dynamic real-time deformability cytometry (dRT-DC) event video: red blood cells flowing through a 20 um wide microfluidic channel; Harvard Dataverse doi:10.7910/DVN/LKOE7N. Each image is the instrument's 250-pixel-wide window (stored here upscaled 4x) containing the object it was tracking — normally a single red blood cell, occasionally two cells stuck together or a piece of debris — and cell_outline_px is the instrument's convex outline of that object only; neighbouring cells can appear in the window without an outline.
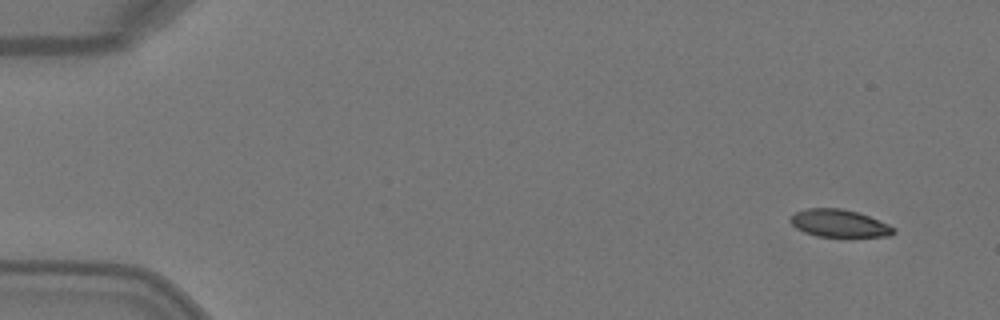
{"species": "Egyptian fruit bat (a non-hibernating species)", "species_latin": "Rousettus aegyptiacus", "temperature_condition": "warm", "stored_images_in_passage": 5, "camera_frame_rate_fps": 3000, "um_per_image_px": 0.085, "animal": {"sex": "female"}, "frame": {"image": 1, "passage_image": 1, "time_ms": 0.0, "image_size_px": [1000, 320], "cell_outline_px": [[896, 232], [892, 236], [816, 236], [804, 232], [796, 228], [788, 220], [796, 212], [804, 208], [840, 208], [856, 212], [868, 216], [888, 224], [896, 228]], "centroid_in_image_um": [71.32, 18.98], "position_along_channel_um": 13.7, "area_um2": 16.47}}
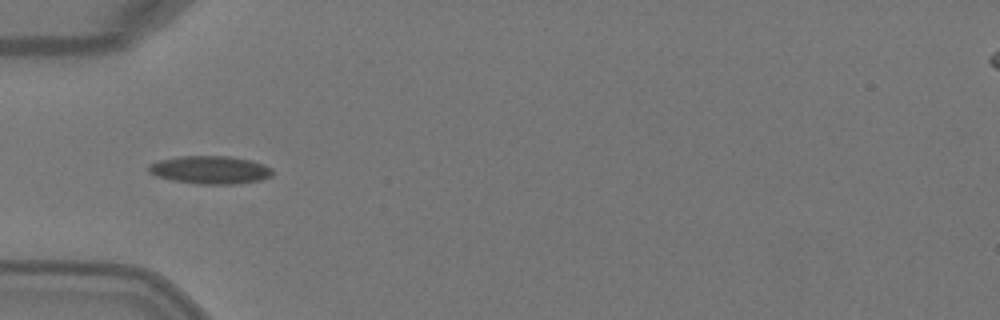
{"frame": {"image": 2, "passage_image": 4, "time_ms": 1.0, "image_size_px": [1000, 320], "cell_outline_px": [[272, 176], [260, 180], [232, 184], [200, 184], [172, 180], [156, 176], [148, 172], [148, 164], [160, 160], [176, 156], [228, 156], [252, 160], [264, 164], [272, 168]], "centroid_in_image_um": [17.85, 14.43], "position_along_channel_um": 67.1, "area_um2": 20.29}}
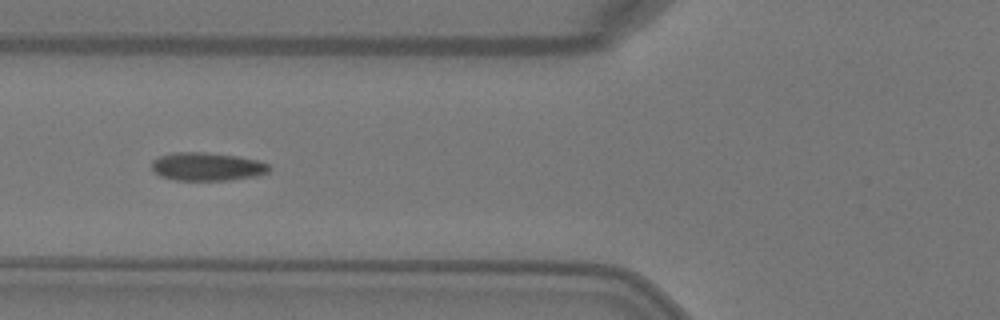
{"frame": {"image": 3, "passage_image": 5, "time_ms": 1.333, "image_size_px": [1000, 320], "cell_outline_px": [[268, 172], [256, 176], [228, 180], [176, 180], [160, 176], [152, 168], [152, 160], [160, 156], [172, 152], [204, 152], [236, 156], [256, 160], [268, 164]], "centroid_in_image_um": [17.56, 14.16], "position_along_channel_um": 108.2, "area_um2": 19.13}}